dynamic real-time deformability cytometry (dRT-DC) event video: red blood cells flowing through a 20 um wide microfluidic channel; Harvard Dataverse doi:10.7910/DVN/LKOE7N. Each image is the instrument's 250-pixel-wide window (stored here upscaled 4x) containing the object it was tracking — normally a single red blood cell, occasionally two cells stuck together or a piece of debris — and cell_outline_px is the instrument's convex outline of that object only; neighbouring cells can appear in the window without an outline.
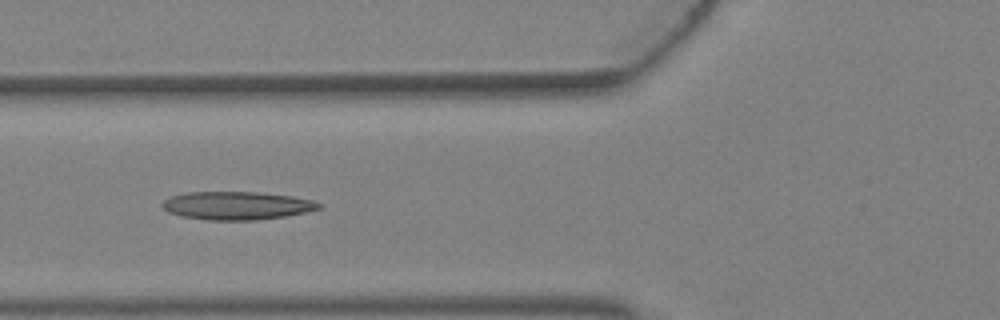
{"species": "Egyptian fruit bat (a non-hibernating species)", "species_latin": "Rousettus aegyptiacus", "temperature_condition": "warm", "stored_images_in_passage": 4, "camera_frame_rate_fps": 3000, "um_per_image_px": 0.085, "animal": {"sex": "female"}, "frame": {"image": 1, "passage_image": 4, "time_ms": 1.0, "image_size_px": [1000, 320], "cell_outline_px": [[320, 208], [304, 212], [284, 216], [256, 220], [208, 220], [180, 216], [168, 212], [160, 204], [164, 200], [172, 196], [188, 192], [260, 192], [292, 196], [312, 200], [320, 204]], "centroid_in_image_um": [20.09, 17.47], "position_along_channel_um": 105.7, "area_um2": 25.55}}